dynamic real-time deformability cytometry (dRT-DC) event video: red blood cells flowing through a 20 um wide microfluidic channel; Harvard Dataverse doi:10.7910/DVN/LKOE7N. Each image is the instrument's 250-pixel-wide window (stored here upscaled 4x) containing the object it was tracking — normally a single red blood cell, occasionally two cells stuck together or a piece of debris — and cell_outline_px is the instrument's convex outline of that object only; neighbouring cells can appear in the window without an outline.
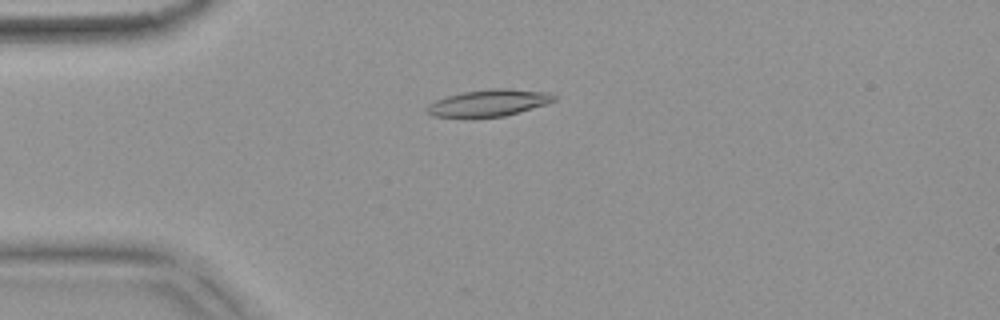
{"species": "common noctule bat (a hibernating species)", "species_latin": "Nyctalus noctula", "temperature_condition": "warm", "stored_images_in_passage": 42, "camera_frame_rate_fps": 3000, "um_per_image_px": 0.085, "animal": {"sex": "female", "body_mass_g": 18.4}, "frame": {"image": 1, "passage_image": 2, "time_ms": 0.333, "image_size_px": [1000, 320], "cell_outline_px": [[556, 100], [548, 104], [520, 112], [504, 116], [472, 120], [432, 116], [424, 112], [424, 108], [428, 104], [436, 100], [460, 92], [488, 88], [508, 88], [552, 92], [556, 96]], "centroid_in_image_um": [41.5, 8.78], "position_along_channel_um": 43.5, "area_um2": 21.04}}
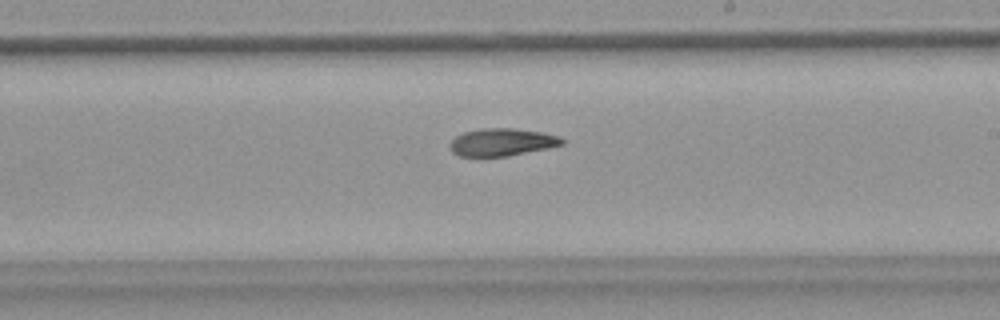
{"frame": {"image": 2, "passage_image": 20, "time_ms": 6.333, "image_size_px": [1000, 320], "cell_outline_px": [[564, 144], [548, 148], [508, 156], [484, 160], [460, 156], [452, 152], [448, 148], [448, 144], [456, 136], [464, 132], [484, 128], [512, 128], [544, 132], [560, 136], [564, 140]], "centroid_in_image_um": [42.61, 12.13], "position_along_channel_um": 246.4, "area_um2": 18.79}}
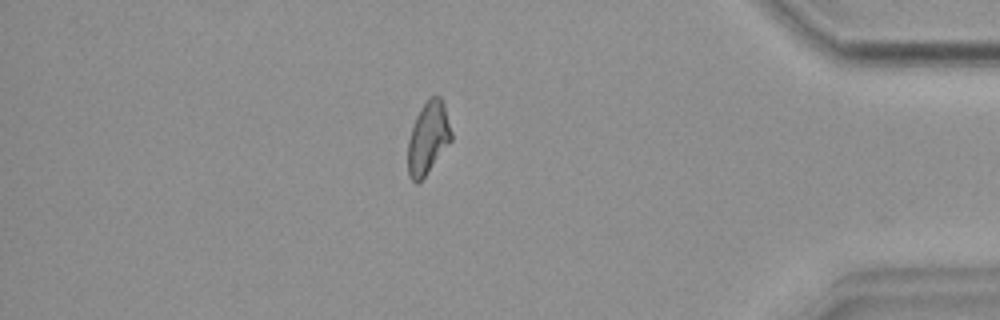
{"frame": {"image": 3, "passage_image": 35, "time_ms": 11.333, "image_size_px": [1000, 320], "cell_outline_px": [[452, 140], [424, 176], [416, 184], [408, 176], [408, 140], [416, 116], [420, 108], [428, 96], [440, 96], [444, 104], [452, 132]], "centroid_in_image_um": [36.38, 11.69], "position_along_channel_um": 398.8, "area_um2": 18.21}}